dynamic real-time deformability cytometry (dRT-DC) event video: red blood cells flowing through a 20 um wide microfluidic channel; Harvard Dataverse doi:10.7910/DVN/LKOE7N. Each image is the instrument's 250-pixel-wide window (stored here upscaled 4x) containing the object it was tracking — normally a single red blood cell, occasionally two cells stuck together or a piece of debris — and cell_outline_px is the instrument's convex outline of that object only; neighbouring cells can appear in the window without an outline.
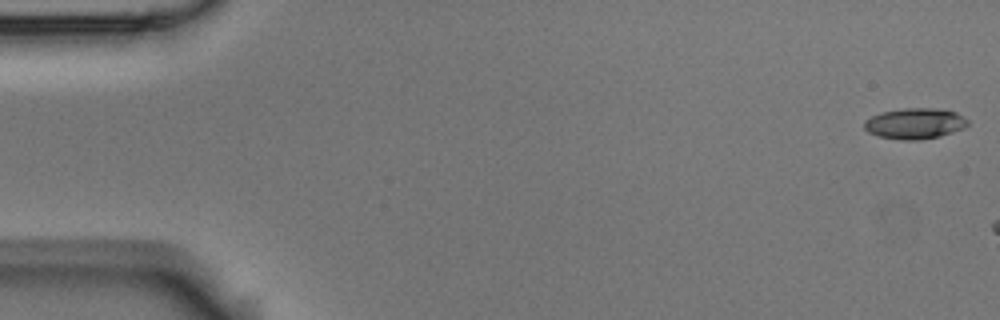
{"species": "Egyptian fruit bat (a non-hibernating species)", "species_latin": "Rousettus aegyptiacus", "temperature_condition": "room temperature", "stored_images_in_passage": 3, "camera_frame_rate_fps": 3000, "um_per_image_px": 0.085, "animal": {"sex": "male"}, "frame": {"image": 1, "passage_image": 1, "time_ms": 0.0, "image_size_px": [1000, 320], "cell_outline_px": [[968, 124], [964, 128], [940, 136], [920, 140], [900, 140], [876, 136], [868, 132], [864, 128], [864, 120], [880, 112], [904, 108], [936, 108], [956, 112], [964, 116], [968, 120]], "centroid_in_image_um": [77.75, 10.5], "position_along_channel_um": 7.3, "area_um2": 18.79}}